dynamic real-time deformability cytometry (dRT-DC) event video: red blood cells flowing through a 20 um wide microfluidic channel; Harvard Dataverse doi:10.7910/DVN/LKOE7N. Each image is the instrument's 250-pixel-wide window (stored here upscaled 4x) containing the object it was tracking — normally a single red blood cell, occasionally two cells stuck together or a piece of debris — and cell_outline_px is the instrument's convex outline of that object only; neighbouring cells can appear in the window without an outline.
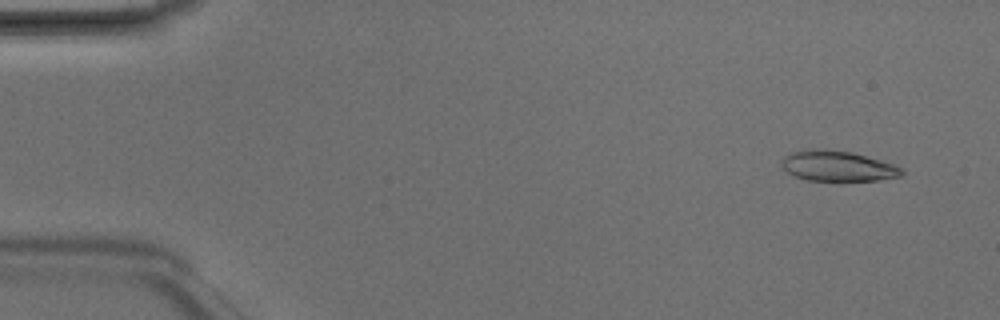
{"species": "Egyptian fruit bat (a non-hibernating species)", "species_latin": "Rousettus aegyptiacus", "temperature_condition": "room temperature", "stored_images_in_passage": 3, "camera_frame_rate_fps": 3000, "um_per_image_px": 0.085, "animal": {"sex": "male"}, "frame": {"image": 1, "passage_image": 1, "time_ms": 0.0, "image_size_px": [1000, 320], "cell_outline_px": [[904, 172], [900, 176], [876, 180], [840, 184], [808, 180], [796, 176], [788, 172], [780, 164], [780, 160], [784, 156], [792, 152], [812, 148], [824, 148], [852, 152], [880, 160], [904, 168]], "centroid_in_image_um": [71.19, 14.15], "position_along_channel_um": 13.8, "area_um2": 22.2}}
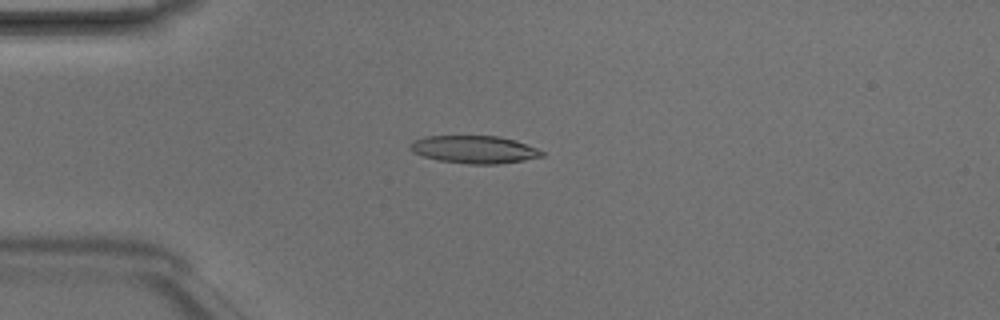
{"frame": {"image": 2, "passage_image": 3, "time_ms": 0.667, "image_size_px": [1000, 320], "cell_outline_px": [[544, 156], [524, 160], [496, 164], [468, 164], [440, 160], [424, 156], [412, 152], [408, 148], [408, 144], [412, 140], [424, 136], [496, 136], [516, 140], [536, 148], [544, 152]], "centroid_in_image_um": [40.27, 12.7], "position_along_channel_um": 44.7, "area_um2": 21.27}}